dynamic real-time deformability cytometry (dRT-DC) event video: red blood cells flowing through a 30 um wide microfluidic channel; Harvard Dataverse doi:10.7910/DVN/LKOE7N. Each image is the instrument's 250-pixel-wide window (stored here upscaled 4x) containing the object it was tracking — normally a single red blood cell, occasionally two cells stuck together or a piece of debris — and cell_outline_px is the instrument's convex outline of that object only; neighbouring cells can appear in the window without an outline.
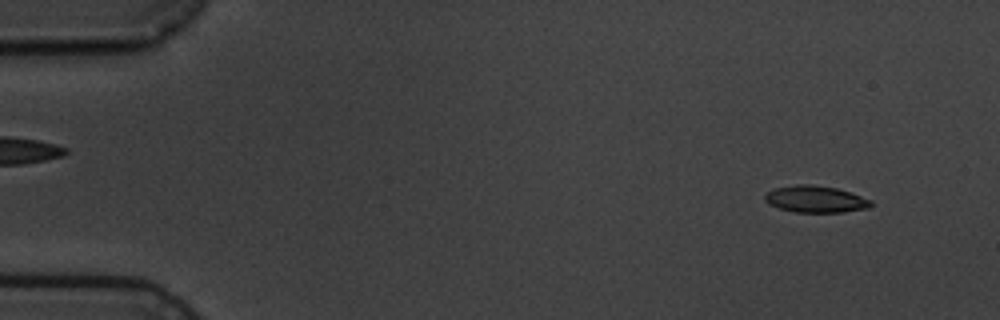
{"species": "common noctule bat (a hibernating species)", "species_latin": "Nyctalus noctula", "temperature_condition": "cold", "stored_images_in_passage": 9, "camera_frame_rate_fps": 3000, "um_per_image_px": 0.085, "animal": {"sex": "male", "body_mass_g": 19.5, "forearm_length_mm": 54.6}, "frame": {"image": 1, "passage_image": 2, "time_ms": 1.0, "image_size_px": [1000, 320], "cell_outline_px": [[872, 208], [844, 212], [792, 212], [768, 204], [764, 200], [764, 196], [768, 192], [776, 188], [796, 184], [812, 184], [836, 188], [852, 192], [872, 200]], "centroid_in_image_um": [69.36, 16.93], "position_along_channel_um": 15.6, "area_um2": 16.76}}
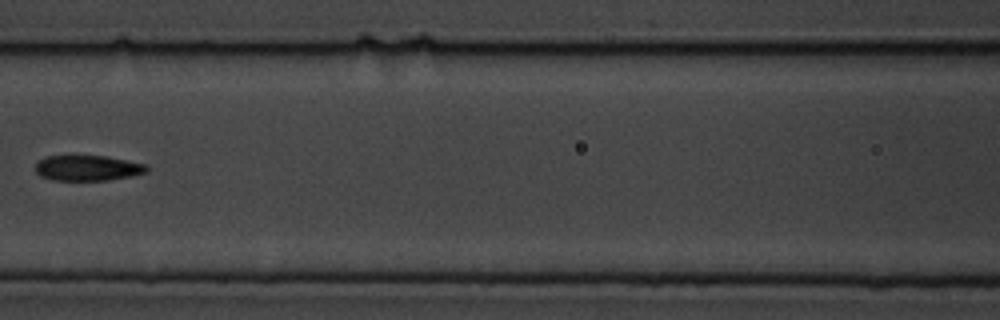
{"frame": {"image": 2, "passage_image": 8, "time_ms": 8.0, "image_size_px": [1000, 320], "cell_outline_px": [[148, 172], [132, 176], [108, 180], [52, 180], [40, 176], [36, 172], [36, 164], [40, 160], [48, 156], [108, 156], [148, 164]], "centroid_in_image_um": [7.5, 14.28], "position_along_channel_um": 159.1, "area_um2": 16.59}}
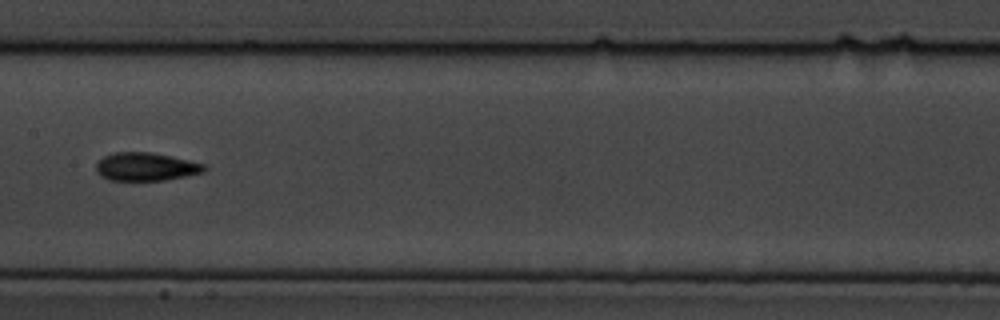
{"frame": {"image": 3, "passage_image": 9, "time_ms": 9.0, "image_size_px": [1000, 320], "cell_outline_px": [[208, 168], [204, 172], [164, 180], [108, 180], [100, 176], [96, 172], [96, 164], [104, 156], [116, 152], [148, 152], [188, 160], [204, 164]], "centroid_in_image_um": [12.37, 14.18], "position_along_channel_um": 195.0, "area_um2": 17.57}}